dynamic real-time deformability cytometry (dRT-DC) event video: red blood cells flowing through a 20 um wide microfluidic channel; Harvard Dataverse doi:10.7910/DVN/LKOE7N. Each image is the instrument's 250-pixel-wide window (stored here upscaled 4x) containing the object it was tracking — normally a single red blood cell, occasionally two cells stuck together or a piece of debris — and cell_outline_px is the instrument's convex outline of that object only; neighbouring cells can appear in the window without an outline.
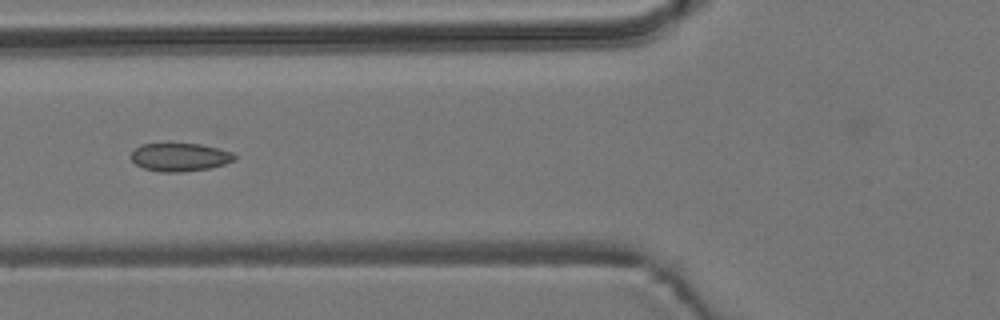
{"species": "common noctule bat (a hibernating species)", "species_latin": "Nyctalus noctula", "temperature_condition": "room temperature", "stored_images_in_passage": 7, "camera_frame_rate_fps": 3000, "um_per_image_px": 0.085, "animal": {"sex": "male", "body_mass_g": 19.2, "forearm_length_mm": 51.8}, "frame": {"image": 1, "passage_image": 5, "time_ms": 4.667, "image_size_px": [1000, 320], "cell_outline_px": [[236, 160], [224, 164], [208, 168], [180, 172], [160, 172], [144, 168], [136, 164], [128, 156], [140, 144], [200, 144], [232, 152], [236, 156]], "centroid_in_image_um": [15.26, 13.36], "position_along_channel_um": 110.5, "area_um2": 16.88}}
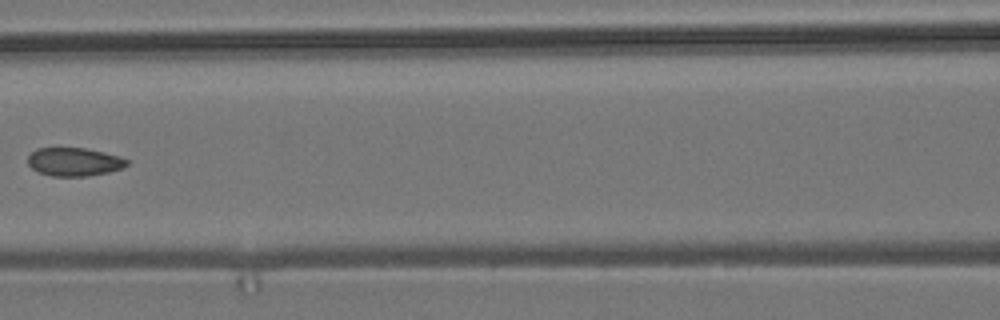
{"frame": {"image": 2, "passage_image": 6, "time_ms": 6.0, "image_size_px": [1000, 320], "cell_outline_px": [[128, 164], [120, 168], [108, 172], [88, 176], [52, 176], [40, 172], [32, 168], [28, 164], [28, 156], [36, 148], [84, 148], [104, 152], [120, 156], [128, 160]], "centroid_in_image_um": [6.3, 13.75], "position_along_channel_um": 160.3, "area_um2": 16.24}}
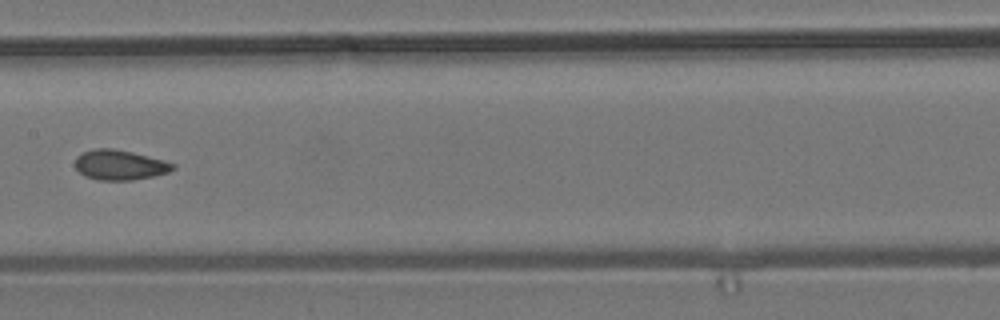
{"frame": {"image": 3, "passage_image": 7, "time_ms": 7.0, "image_size_px": [1000, 320], "cell_outline_px": [[176, 168], [168, 172], [152, 176], [132, 180], [96, 180], [84, 176], [76, 168], [76, 156], [84, 152], [96, 148], [112, 148], [132, 152], [148, 156], [176, 164]], "centroid_in_image_um": [10.17, 14.02], "position_along_channel_um": 197.2, "area_um2": 16.99}}